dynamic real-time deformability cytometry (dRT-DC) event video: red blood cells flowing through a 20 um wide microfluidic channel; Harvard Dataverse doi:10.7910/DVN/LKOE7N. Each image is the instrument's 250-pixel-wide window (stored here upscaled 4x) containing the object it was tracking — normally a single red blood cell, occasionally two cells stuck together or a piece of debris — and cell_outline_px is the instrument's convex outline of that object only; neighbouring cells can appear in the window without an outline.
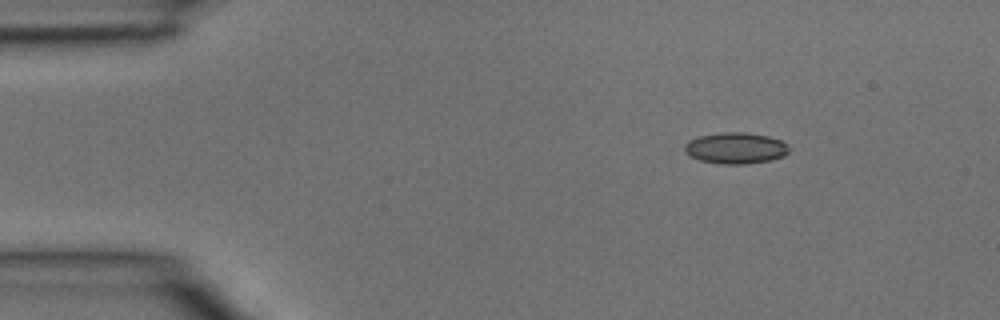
{"species": "common noctule bat (a hibernating species)", "species_latin": "Nyctalus noctula", "temperature_condition": "room temperature", "stored_images_in_passage": 4, "camera_frame_rate_fps": 3000, "um_per_image_px": 0.085, "animal": {"sex": "male", "body_mass_g": 15.6}, "frame": {"image": 1, "passage_image": 1, "time_ms": 0.0, "image_size_px": [1000, 320], "cell_outline_px": [[788, 152], [784, 156], [768, 160], [744, 164], [720, 164], [700, 160], [688, 156], [684, 152], [684, 144], [688, 140], [700, 136], [720, 132], [744, 132], [768, 136], [780, 140], [788, 144]], "centroid_in_image_um": [62.48, 12.58], "position_along_channel_um": 22.5, "area_um2": 19.07}}
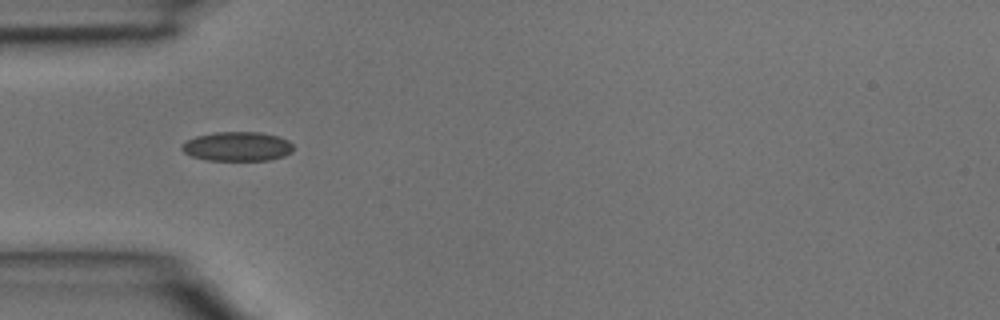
{"frame": {"image": 2, "passage_image": 3, "time_ms": 0.667, "image_size_px": [1000, 320], "cell_outline_px": [[292, 152], [284, 156], [268, 160], [204, 160], [192, 156], [184, 152], [180, 148], [180, 144], [196, 136], [216, 132], [260, 132], [276, 136], [288, 140], [292, 144]], "centroid_in_image_um": [20.14, 12.45], "position_along_channel_um": 64.9, "area_um2": 19.02}}
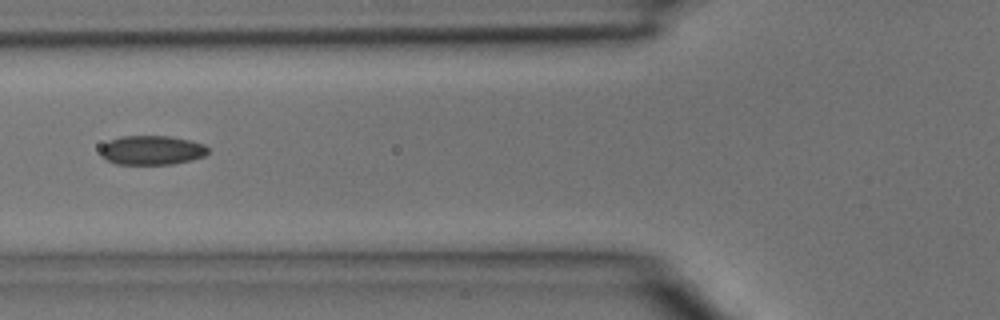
{"frame": {"image": 3, "passage_image": 4, "time_ms": 1.0, "image_size_px": [1000, 320], "cell_outline_px": [[208, 152], [204, 156], [192, 160], [172, 164], [116, 164], [108, 160], [100, 152], [100, 148], [108, 140], [120, 136], [168, 136], [192, 140], [204, 144], [208, 148]], "centroid_in_image_um": [12.92, 12.76], "position_along_channel_um": 112.9, "area_um2": 18.38}}